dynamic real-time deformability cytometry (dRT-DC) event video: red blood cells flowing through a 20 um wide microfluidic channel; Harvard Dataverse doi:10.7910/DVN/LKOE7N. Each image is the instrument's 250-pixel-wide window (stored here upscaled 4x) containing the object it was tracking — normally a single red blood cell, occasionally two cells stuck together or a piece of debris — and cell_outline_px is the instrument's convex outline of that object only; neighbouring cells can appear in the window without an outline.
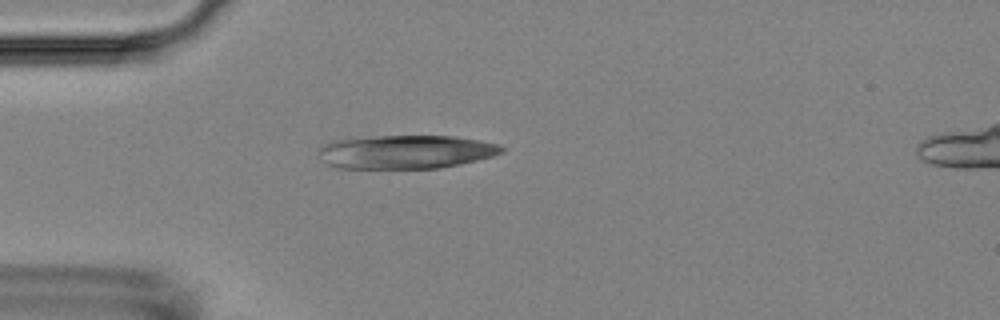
{"species": "Egyptian fruit bat (a non-hibernating species)", "species_latin": "Rousettus aegyptiacus", "temperature_condition": "room temperature", "stored_images_in_passage": 1, "camera_frame_rate_fps": 3000, "um_per_image_px": 0.085, "animal": {"sex": "female"}, "frame": {"image": 1, "passage_image": 1, "time_ms": 0.0, "image_size_px": [1000, 320], "cell_outline_px": [[504, 152], [492, 156], [460, 164], [440, 168], [336, 168], [320, 160], [320, 148], [324, 144], [332, 140], [376, 136], [452, 136], [476, 140], [496, 144], [504, 148]], "centroid_in_image_um": [34.45, 12.91], "position_along_channel_um": 50.5, "area_um2": 35.66}}